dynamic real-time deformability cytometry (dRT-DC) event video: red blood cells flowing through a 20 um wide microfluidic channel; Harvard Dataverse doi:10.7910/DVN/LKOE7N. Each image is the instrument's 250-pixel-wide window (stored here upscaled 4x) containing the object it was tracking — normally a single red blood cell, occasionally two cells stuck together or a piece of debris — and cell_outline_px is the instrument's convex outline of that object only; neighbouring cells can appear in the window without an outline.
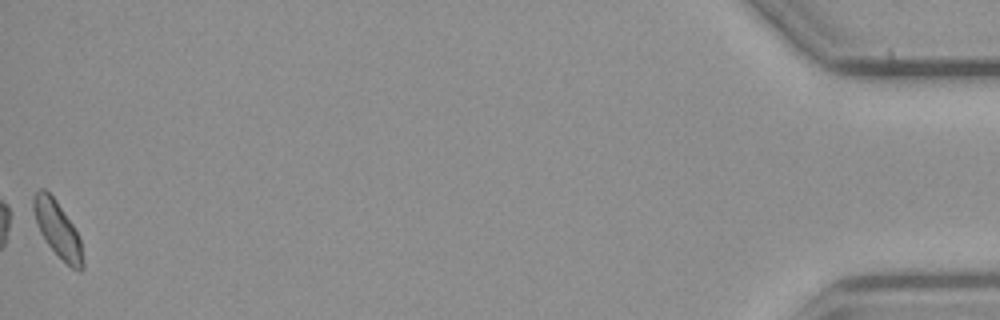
{"species": "common noctule bat (a hibernating species)", "species_latin": "Nyctalus noctula", "temperature_condition": "cold", "stored_images_in_passage": 39, "camera_frame_rate_fps": 3000, "um_per_image_px": 0.085, "animal": {"sex": "male", "body_mass_g": 23.1, "forearm_length_mm": 52.7}, "frame": {"image": 1, "passage_image": 39, "time_ms": 12.667, "image_size_px": [1000, 320], "cell_outline_px": [[84, 268], [80, 272], [72, 268], [48, 244], [40, 232], [32, 208], [32, 196], [40, 188], [44, 188], [56, 200], [72, 224], [80, 240], [84, 264]], "centroid_in_image_um": [4.88, 19.47], "position_along_channel_um": 430.3, "area_um2": 15.72}}